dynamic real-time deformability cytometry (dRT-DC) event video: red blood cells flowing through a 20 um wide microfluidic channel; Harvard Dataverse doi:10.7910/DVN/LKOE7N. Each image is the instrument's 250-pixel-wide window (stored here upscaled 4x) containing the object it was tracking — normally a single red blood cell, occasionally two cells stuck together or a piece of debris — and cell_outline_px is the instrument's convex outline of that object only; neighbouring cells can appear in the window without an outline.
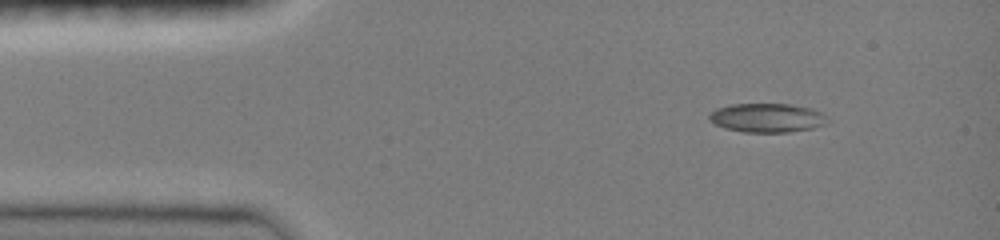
{"species": "common noctule bat (a hibernating species)", "species_latin": "Nyctalus noctula", "temperature_condition": "room temperature", "stored_images_in_passage": 42, "camera_frame_rate_fps": 3000, "um_per_image_px": 0.085, "animal": {"sex": "female", "body_mass_g": 19.0, "forearm_length_mm": 51.5}, "frame": {"image": 1, "passage_image": 1, "time_ms": 0.0, "image_size_px": [1000, 240], "cell_outline_px": [[832, 120], [824, 124], [812, 128], [788, 132], [744, 132], [724, 128], [708, 120], [708, 116], [716, 108], [732, 104], [792, 104], [812, 108], [820, 112]], "centroid_in_image_um": [65.22, 10.01], "position_along_channel_um": 19.8, "area_um2": 20.06}}
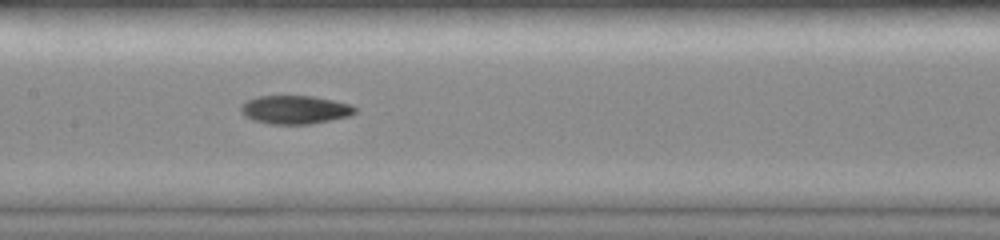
{"frame": {"image": 2, "passage_image": 18, "time_ms": 5.667, "image_size_px": [1000, 240], "cell_outline_px": [[356, 112], [348, 116], [312, 124], [272, 124], [252, 120], [244, 116], [240, 112], [240, 104], [248, 100], [260, 96], [312, 96], [352, 104], [356, 108]], "centroid_in_image_um": [25.05, 9.33], "position_along_channel_um": 182.3, "area_um2": 18.96}}
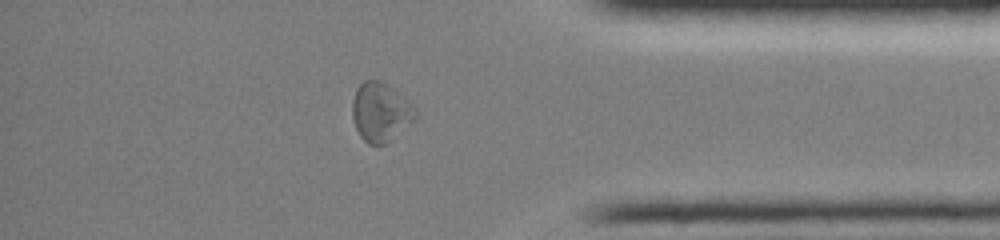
{"frame": {"image": 3, "passage_image": 35, "time_ms": 11.333, "image_size_px": [1000, 240], "cell_outline_px": [[416, 116], [412, 120], [384, 144], [368, 144], [360, 136], [356, 128], [352, 116], [352, 100], [356, 88], [364, 80], [380, 80], [392, 88], [416, 108]], "centroid_in_image_um": [32.29, 9.5], "position_along_channel_um": 402.9, "area_um2": 21.1}, "authors_computed_cell_mechanics": {"area_um2": 19.363, "velocity_mm_per_s": 4.0645, "shape_relaxation_time_tau1_ms": 11.3025, "shape_relaxation_time_tau2_ms": null, "deformation_change_tau1": 0.2508, "deformation_change_tau2": null}}